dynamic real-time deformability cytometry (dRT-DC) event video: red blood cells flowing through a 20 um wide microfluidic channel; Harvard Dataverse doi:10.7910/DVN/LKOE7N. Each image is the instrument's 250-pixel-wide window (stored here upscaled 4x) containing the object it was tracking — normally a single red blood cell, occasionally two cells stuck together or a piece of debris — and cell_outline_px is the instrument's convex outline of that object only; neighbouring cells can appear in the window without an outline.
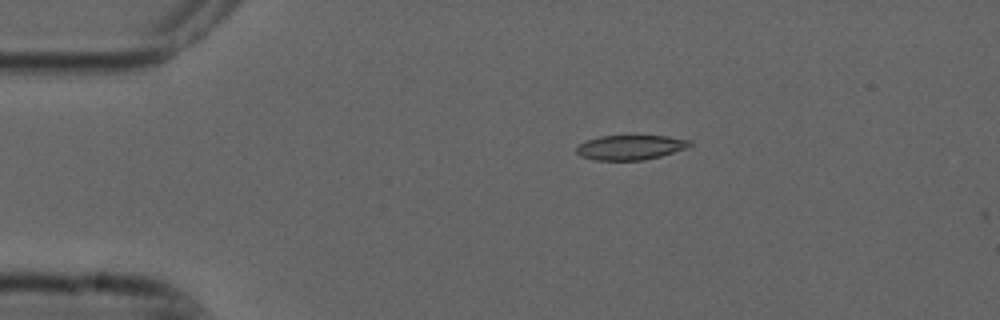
{"species": "common noctule bat (a hibernating species)", "species_latin": "Nyctalus noctula", "temperature_condition": "cold", "stored_images_in_passage": 5, "camera_frame_rate_fps": 3000, "um_per_image_px": 0.085, "animal": {"sex": "male", "forearm_length_mm": 52.5}, "frame": {"image": 1, "passage_image": 3, "time_ms": 0.667, "image_size_px": [1000, 320], "cell_outline_px": [[692, 144], [688, 148], [660, 156], [644, 160], [592, 160], [580, 156], [576, 152], [576, 148], [584, 140], [600, 136], [668, 136], [692, 140]], "centroid_in_image_um": [53.58, 12.53], "position_along_channel_um": 31.4, "area_um2": 16.47}}
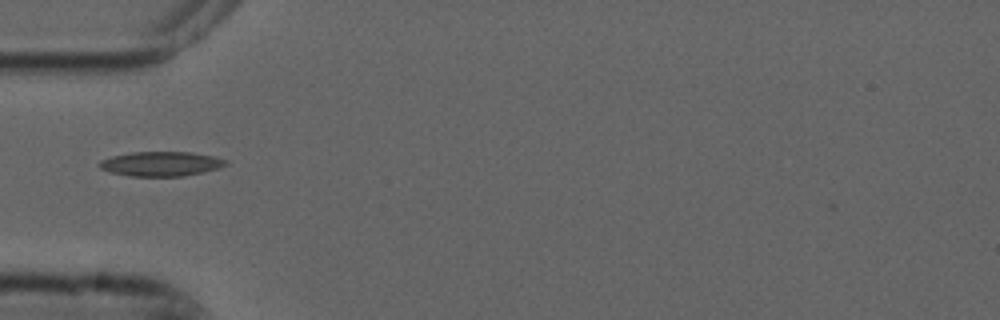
{"frame": {"image": 2, "passage_image": 5, "time_ms": 1.333, "image_size_px": [1000, 320], "cell_outline_px": [[228, 164], [220, 168], [204, 172], [184, 176], [132, 176], [108, 172], [100, 168], [100, 160], [112, 156], [132, 152], [192, 152], [212, 156], [228, 160]], "centroid_in_image_um": [13.71, 13.93], "position_along_channel_um": 71.3, "area_um2": 18.15}}